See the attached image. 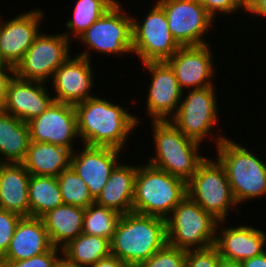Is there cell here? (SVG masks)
<instances>
[{
  "label": "cell",
  "instance_id": "40",
  "mask_svg": "<svg viewBox=\"0 0 266 267\" xmlns=\"http://www.w3.org/2000/svg\"><path fill=\"white\" fill-rule=\"evenodd\" d=\"M242 267H266V251L241 262Z\"/></svg>",
  "mask_w": 266,
  "mask_h": 267
},
{
  "label": "cell",
  "instance_id": "1",
  "mask_svg": "<svg viewBox=\"0 0 266 267\" xmlns=\"http://www.w3.org/2000/svg\"><path fill=\"white\" fill-rule=\"evenodd\" d=\"M78 134L83 145L112 147L124 151L140 118L108 99L94 97L75 105ZM139 118V119H138Z\"/></svg>",
  "mask_w": 266,
  "mask_h": 267
},
{
  "label": "cell",
  "instance_id": "21",
  "mask_svg": "<svg viewBox=\"0 0 266 267\" xmlns=\"http://www.w3.org/2000/svg\"><path fill=\"white\" fill-rule=\"evenodd\" d=\"M52 247L42 218L22 217L0 262L29 259L49 251Z\"/></svg>",
  "mask_w": 266,
  "mask_h": 267
},
{
  "label": "cell",
  "instance_id": "6",
  "mask_svg": "<svg viewBox=\"0 0 266 267\" xmlns=\"http://www.w3.org/2000/svg\"><path fill=\"white\" fill-rule=\"evenodd\" d=\"M218 223L186 195L166 219L167 244L185 251L213 246Z\"/></svg>",
  "mask_w": 266,
  "mask_h": 267
},
{
  "label": "cell",
  "instance_id": "11",
  "mask_svg": "<svg viewBox=\"0 0 266 267\" xmlns=\"http://www.w3.org/2000/svg\"><path fill=\"white\" fill-rule=\"evenodd\" d=\"M42 32L14 68V74L21 79L50 81L55 71L71 56V42L62 32L52 35Z\"/></svg>",
  "mask_w": 266,
  "mask_h": 267
},
{
  "label": "cell",
  "instance_id": "36",
  "mask_svg": "<svg viewBox=\"0 0 266 267\" xmlns=\"http://www.w3.org/2000/svg\"><path fill=\"white\" fill-rule=\"evenodd\" d=\"M202 5L215 19L217 14L229 16L235 14L236 11L240 12L239 10L246 11V0H205Z\"/></svg>",
  "mask_w": 266,
  "mask_h": 267
},
{
  "label": "cell",
  "instance_id": "34",
  "mask_svg": "<svg viewBox=\"0 0 266 267\" xmlns=\"http://www.w3.org/2000/svg\"><path fill=\"white\" fill-rule=\"evenodd\" d=\"M220 257L215 245L204 249L188 250L184 267H217Z\"/></svg>",
  "mask_w": 266,
  "mask_h": 267
},
{
  "label": "cell",
  "instance_id": "24",
  "mask_svg": "<svg viewBox=\"0 0 266 267\" xmlns=\"http://www.w3.org/2000/svg\"><path fill=\"white\" fill-rule=\"evenodd\" d=\"M72 151L47 142L30 141L21 164L31 175L58 177L70 167Z\"/></svg>",
  "mask_w": 266,
  "mask_h": 267
},
{
  "label": "cell",
  "instance_id": "17",
  "mask_svg": "<svg viewBox=\"0 0 266 267\" xmlns=\"http://www.w3.org/2000/svg\"><path fill=\"white\" fill-rule=\"evenodd\" d=\"M91 60L76 55L69 57L54 73L52 82L56 102L76 105L94 97V69Z\"/></svg>",
  "mask_w": 266,
  "mask_h": 267
},
{
  "label": "cell",
  "instance_id": "2",
  "mask_svg": "<svg viewBox=\"0 0 266 267\" xmlns=\"http://www.w3.org/2000/svg\"><path fill=\"white\" fill-rule=\"evenodd\" d=\"M166 244L165 219L132 211L121 215L110 252L129 267H138Z\"/></svg>",
  "mask_w": 266,
  "mask_h": 267
},
{
  "label": "cell",
  "instance_id": "28",
  "mask_svg": "<svg viewBox=\"0 0 266 267\" xmlns=\"http://www.w3.org/2000/svg\"><path fill=\"white\" fill-rule=\"evenodd\" d=\"M30 216L41 218L63 204L57 177L30 175L28 185Z\"/></svg>",
  "mask_w": 266,
  "mask_h": 267
},
{
  "label": "cell",
  "instance_id": "5",
  "mask_svg": "<svg viewBox=\"0 0 266 267\" xmlns=\"http://www.w3.org/2000/svg\"><path fill=\"white\" fill-rule=\"evenodd\" d=\"M137 165L132 211L166 220L186 197V182L149 163Z\"/></svg>",
  "mask_w": 266,
  "mask_h": 267
},
{
  "label": "cell",
  "instance_id": "33",
  "mask_svg": "<svg viewBox=\"0 0 266 267\" xmlns=\"http://www.w3.org/2000/svg\"><path fill=\"white\" fill-rule=\"evenodd\" d=\"M61 253L62 249L53 246L49 251L29 259L0 262V267H58L62 261Z\"/></svg>",
  "mask_w": 266,
  "mask_h": 267
},
{
  "label": "cell",
  "instance_id": "22",
  "mask_svg": "<svg viewBox=\"0 0 266 267\" xmlns=\"http://www.w3.org/2000/svg\"><path fill=\"white\" fill-rule=\"evenodd\" d=\"M30 175L21 163H0V209L30 216Z\"/></svg>",
  "mask_w": 266,
  "mask_h": 267
},
{
  "label": "cell",
  "instance_id": "19",
  "mask_svg": "<svg viewBox=\"0 0 266 267\" xmlns=\"http://www.w3.org/2000/svg\"><path fill=\"white\" fill-rule=\"evenodd\" d=\"M47 82L24 80L14 75L7 86L6 101L1 108L23 122L41 115L55 101L50 95Z\"/></svg>",
  "mask_w": 266,
  "mask_h": 267
},
{
  "label": "cell",
  "instance_id": "13",
  "mask_svg": "<svg viewBox=\"0 0 266 267\" xmlns=\"http://www.w3.org/2000/svg\"><path fill=\"white\" fill-rule=\"evenodd\" d=\"M27 123L31 141L47 142L74 151L73 141L79 138L74 105L54 101L46 111Z\"/></svg>",
  "mask_w": 266,
  "mask_h": 267
},
{
  "label": "cell",
  "instance_id": "10",
  "mask_svg": "<svg viewBox=\"0 0 266 267\" xmlns=\"http://www.w3.org/2000/svg\"><path fill=\"white\" fill-rule=\"evenodd\" d=\"M152 6L142 23L132 17V54H136L141 63L166 61L181 47L169 30L164 9L157 2Z\"/></svg>",
  "mask_w": 266,
  "mask_h": 267
},
{
  "label": "cell",
  "instance_id": "18",
  "mask_svg": "<svg viewBox=\"0 0 266 267\" xmlns=\"http://www.w3.org/2000/svg\"><path fill=\"white\" fill-rule=\"evenodd\" d=\"M81 146H83L81 152H72L70 166L84 180L90 195L96 200L110 178L111 172L121 163L119 156L122 150L82 144Z\"/></svg>",
  "mask_w": 266,
  "mask_h": 267
},
{
  "label": "cell",
  "instance_id": "23",
  "mask_svg": "<svg viewBox=\"0 0 266 267\" xmlns=\"http://www.w3.org/2000/svg\"><path fill=\"white\" fill-rule=\"evenodd\" d=\"M137 165L119 163L95 203L118 213L132 212Z\"/></svg>",
  "mask_w": 266,
  "mask_h": 267
},
{
  "label": "cell",
  "instance_id": "42",
  "mask_svg": "<svg viewBox=\"0 0 266 267\" xmlns=\"http://www.w3.org/2000/svg\"><path fill=\"white\" fill-rule=\"evenodd\" d=\"M58 267H80V266H72V265L66 263L64 260H62Z\"/></svg>",
  "mask_w": 266,
  "mask_h": 267
},
{
  "label": "cell",
  "instance_id": "31",
  "mask_svg": "<svg viewBox=\"0 0 266 267\" xmlns=\"http://www.w3.org/2000/svg\"><path fill=\"white\" fill-rule=\"evenodd\" d=\"M63 204L87 208L95 203L84 180L70 166L57 177Z\"/></svg>",
  "mask_w": 266,
  "mask_h": 267
},
{
  "label": "cell",
  "instance_id": "12",
  "mask_svg": "<svg viewBox=\"0 0 266 267\" xmlns=\"http://www.w3.org/2000/svg\"><path fill=\"white\" fill-rule=\"evenodd\" d=\"M156 1L164 9L169 30L180 46L209 43L203 36L210 31L215 21L202 4L192 0Z\"/></svg>",
  "mask_w": 266,
  "mask_h": 267
},
{
  "label": "cell",
  "instance_id": "7",
  "mask_svg": "<svg viewBox=\"0 0 266 267\" xmlns=\"http://www.w3.org/2000/svg\"><path fill=\"white\" fill-rule=\"evenodd\" d=\"M120 3L118 0L77 39L86 47L77 55L90 60L91 50L113 57L132 54V17L125 13Z\"/></svg>",
  "mask_w": 266,
  "mask_h": 267
},
{
  "label": "cell",
  "instance_id": "41",
  "mask_svg": "<svg viewBox=\"0 0 266 267\" xmlns=\"http://www.w3.org/2000/svg\"><path fill=\"white\" fill-rule=\"evenodd\" d=\"M217 267H242V264L239 261L228 260L220 257Z\"/></svg>",
  "mask_w": 266,
  "mask_h": 267
},
{
  "label": "cell",
  "instance_id": "20",
  "mask_svg": "<svg viewBox=\"0 0 266 267\" xmlns=\"http://www.w3.org/2000/svg\"><path fill=\"white\" fill-rule=\"evenodd\" d=\"M221 222L227 220L218 223L215 246L222 258L242 262L266 251L265 231L246 224L220 228Z\"/></svg>",
  "mask_w": 266,
  "mask_h": 267
},
{
  "label": "cell",
  "instance_id": "38",
  "mask_svg": "<svg viewBox=\"0 0 266 267\" xmlns=\"http://www.w3.org/2000/svg\"><path fill=\"white\" fill-rule=\"evenodd\" d=\"M254 16L266 17V0H246V12Z\"/></svg>",
  "mask_w": 266,
  "mask_h": 267
},
{
  "label": "cell",
  "instance_id": "32",
  "mask_svg": "<svg viewBox=\"0 0 266 267\" xmlns=\"http://www.w3.org/2000/svg\"><path fill=\"white\" fill-rule=\"evenodd\" d=\"M186 251L166 244L138 267H184Z\"/></svg>",
  "mask_w": 266,
  "mask_h": 267
},
{
  "label": "cell",
  "instance_id": "39",
  "mask_svg": "<svg viewBox=\"0 0 266 267\" xmlns=\"http://www.w3.org/2000/svg\"><path fill=\"white\" fill-rule=\"evenodd\" d=\"M91 267H129V266L126 265L121 260H119L116 256L110 254L109 256L98 260Z\"/></svg>",
  "mask_w": 266,
  "mask_h": 267
},
{
  "label": "cell",
  "instance_id": "16",
  "mask_svg": "<svg viewBox=\"0 0 266 267\" xmlns=\"http://www.w3.org/2000/svg\"><path fill=\"white\" fill-rule=\"evenodd\" d=\"M43 10L31 9L5 21L0 18V57L14 68L40 34ZM2 20V21H1Z\"/></svg>",
  "mask_w": 266,
  "mask_h": 267
},
{
  "label": "cell",
  "instance_id": "14",
  "mask_svg": "<svg viewBox=\"0 0 266 267\" xmlns=\"http://www.w3.org/2000/svg\"><path fill=\"white\" fill-rule=\"evenodd\" d=\"M143 65L151 74L145 101L146 113L152 121L170 120L179 108L183 95L174 71L166 61H149Z\"/></svg>",
  "mask_w": 266,
  "mask_h": 267
},
{
  "label": "cell",
  "instance_id": "29",
  "mask_svg": "<svg viewBox=\"0 0 266 267\" xmlns=\"http://www.w3.org/2000/svg\"><path fill=\"white\" fill-rule=\"evenodd\" d=\"M116 2L117 0H77L72 11L73 17L65 22L68 29L63 32L64 36L69 40L71 36L78 39Z\"/></svg>",
  "mask_w": 266,
  "mask_h": 267
},
{
  "label": "cell",
  "instance_id": "27",
  "mask_svg": "<svg viewBox=\"0 0 266 267\" xmlns=\"http://www.w3.org/2000/svg\"><path fill=\"white\" fill-rule=\"evenodd\" d=\"M110 254L109 239L84 233L62 248V260L72 266L91 267Z\"/></svg>",
  "mask_w": 266,
  "mask_h": 267
},
{
  "label": "cell",
  "instance_id": "35",
  "mask_svg": "<svg viewBox=\"0 0 266 267\" xmlns=\"http://www.w3.org/2000/svg\"><path fill=\"white\" fill-rule=\"evenodd\" d=\"M22 216L0 209V260L5 256L16 226Z\"/></svg>",
  "mask_w": 266,
  "mask_h": 267
},
{
  "label": "cell",
  "instance_id": "37",
  "mask_svg": "<svg viewBox=\"0 0 266 267\" xmlns=\"http://www.w3.org/2000/svg\"><path fill=\"white\" fill-rule=\"evenodd\" d=\"M11 73V74H10ZM14 67L7 63L0 65V109L6 101L7 86L10 79L15 75Z\"/></svg>",
  "mask_w": 266,
  "mask_h": 267
},
{
  "label": "cell",
  "instance_id": "3",
  "mask_svg": "<svg viewBox=\"0 0 266 267\" xmlns=\"http://www.w3.org/2000/svg\"><path fill=\"white\" fill-rule=\"evenodd\" d=\"M155 154L147 163L187 182L207 158L199 142L186 137L170 120L152 121Z\"/></svg>",
  "mask_w": 266,
  "mask_h": 267
},
{
  "label": "cell",
  "instance_id": "8",
  "mask_svg": "<svg viewBox=\"0 0 266 267\" xmlns=\"http://www.w3.org/2000/svg\"><path fill=\"white\" fill-rule=\"evenodd\" d=\"M187 196L213 215L226 221L230 210L237 207L224 167L216 159L206 158L186 182ZM227 216V217H226Z\"/></svg>",
  "mask_w": 266,
  "mask_h": 267
},
{
  "label": "cell",
  "instance_id": "25",
  "mask_svg": "<svg viewBox=\"0 0 266 267\" xmlns=\"http://www.w3.org/2000/svg\"><path fill=\"white\" fill-rule=\"evenodd\" d=\"M85 208L62 204L41 218L52 245L62 249L82 233Z\"/></svg>",
  "mask_w": 266,
  "mask_h": 267
},
{
  "label": "cell",
  "instance_id": "4",
  "mask_svg": "<svg viewBox=\"0 0 266 267\" xmlns=\"http://www.w3.org/2000/svg\"><path fill=\"white\" fill-rule=\"evenodd\" d=\"M247 148L227 137L216 146L237 204L266 195V162Z\"/></svg>",
  "mask_w": 266,
  "mask_h": 267
},
{
  "label": "cell",
  "instance_id": "26",
  "mask_svg": "<svg viewBox=\"0 0 266 267\" xmlns=\"http://www.w3.org/2000/svg\"><path fill=\"white\" fill-rule=\"evenodd\" d=\"M30 141L28 123L0 109V163H21Z\"/></svg>",
  "mask_w": 266,
  "mask_h": 267
},
{
  "label": "cell",
  "instance_id": "15",
  "mask_svg": "<svg viewBox=\"0 0 266 267\" xmlns=\"http://www.w3.org/2000/svg\"><path fill=\"white\" fill-rule=\"evenodd\" d=\"M212 52L209 43L181 46L172 57L166 60L174 71L183 94H185V88L193 90L214 86L212 78L215 77L216 67Z\"/></svg>",
  "mask_w": 266,
  "mask_h": 267
},
{
  "label": "cell",
  "instance_id": "30",
  "mask_svg": "<svg viewBox=\"0 0 266 267\" xmlns=\"http://www.w3.org/2000/svg\"><path fill=\"white\" fill-rule=\"evenodd\" d=\"M121 214L96 203L85 208L82 233L112 239Z\"/></svg>",
  "mask_w": 266,
  "mask_h": 267
},
{
  "label": "cell",
  "instance_id": "9",
  "mask_svg": "<svg viewBox=\"0 0 266 267\" xmlns=\"http://www.w3.org/2000/svg\"><path fill=\"white\" fill-rule=\"evenodd\" d=\"M215 87L209 86L187 91L186 97L182 95L179 108L170 121L186 137L200 144L209 136L211 139V135H213L215 146H217L226 136L214 135L211 132L212 128L215 129L214 126L219 123Z\"/></svg>",
  "mask_w": 266,
  "mask_h": 267
},
{
  "label": "cell",
  "instance_id": "43",
  "mask_svg": "<svg viewBox=\"0 0 266 267\" xmlns=\"http://www.w3.org/2000/svg\"><path fill=\"white\" fill-rule=\"evenodd\" d=\"M192 1H195V2H197V3L202 4L205 0H192Z\"/></svg>",
  "mask_w": 266,
  "mask_h": 267
},
{
  "label": "cell",
  "instance_id": "44",
  "mask_svg": "<svg viewBox=\"0 0 266 267\" xmlns=\"http://www.w3.org/2000/svg\"><path fill=\"white\" fill-rule=\"evenodd\" d=\"M4 64V62L2 61L1 57H0V65Z\"/></svg>",
  "mask_w": 266,
  "mask_h": 267
}]
</instances>
